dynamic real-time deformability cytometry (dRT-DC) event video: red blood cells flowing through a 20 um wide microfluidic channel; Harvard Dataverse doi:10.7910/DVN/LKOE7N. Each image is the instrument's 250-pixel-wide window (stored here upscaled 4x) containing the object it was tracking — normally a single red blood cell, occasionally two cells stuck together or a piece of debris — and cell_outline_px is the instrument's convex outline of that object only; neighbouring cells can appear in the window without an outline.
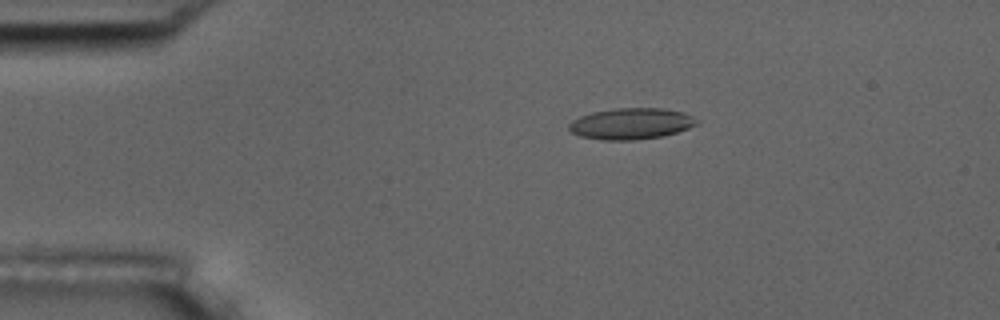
{"species": "common noctule bat (a hibernating species)", "species_latin": "Nyctalus noctula", "temperature_condition": "room temperature", "stored_images_in_passage": 6, "camera_frame_rate_fps": 3000, "um_per_image_px": 0.085, "animal": {"sex": "male", "body_mass_g": 17.5, "forearm_length_mm": 52.3}, "frame": {"image": 1, "passage_image": 4, "time_ms": 3.333, "image_size_px": [1000, 320], "cell_outline_px": [[700, 124], [664, 136], [632, 140], [600, 140], [580, 136], [572, 132], [568, 128], [568, 124], [572, 120], [580, 116], [592, 112], [616, 108], [664, 108], [684, 112], [700, 120]], "centroid_in_image_um": [53.67, 10.51], "position_along_channel_um": 31.3, "area_um2": 23.47}}
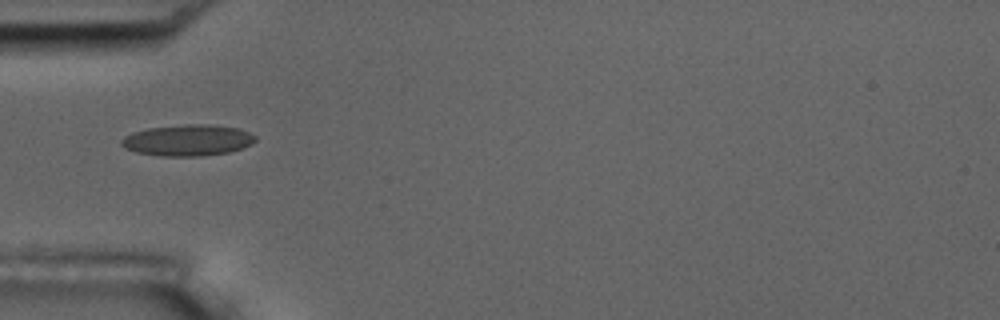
{"frame": {"image": 2, "passage_image": 6, "time_ms": 5.667, "image_size_px": [1000, 320], "cell_outline_px": [[256, 140], [252, 144], [228, 152], [200, 156], [160, 156], [136, 152], [124, 148], [120, 144], [120, 140], [124, 136], [132, 132], [148, 128], [184, 124], [208, 124], [236, 128], [248, 132], [256, 136]], "centroid_in_image_um": [15.91, 11.92], "position_along_channel_um": 69.1, "area_um2": 24.39}}